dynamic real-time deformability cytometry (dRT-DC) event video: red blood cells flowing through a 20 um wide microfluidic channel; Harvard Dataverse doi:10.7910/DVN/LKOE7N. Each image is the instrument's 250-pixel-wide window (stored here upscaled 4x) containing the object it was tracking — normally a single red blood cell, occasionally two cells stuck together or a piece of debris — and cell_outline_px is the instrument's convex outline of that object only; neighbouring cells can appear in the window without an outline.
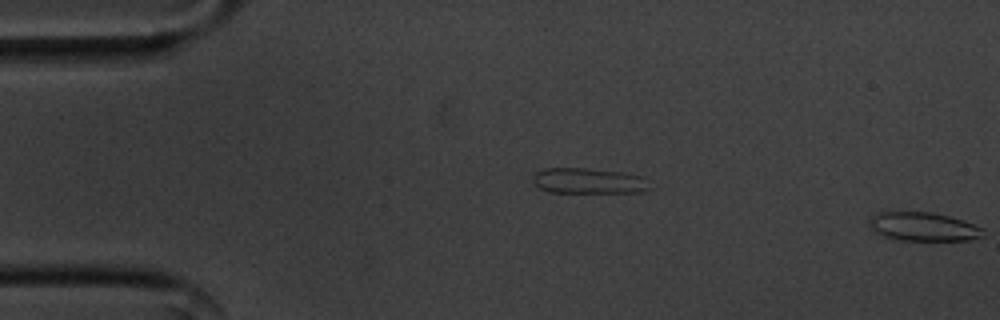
{"species": "common noctule bat (a hibernating species)", "species_latin": "Nyctalus noctula", "temperature_condition": "cold", "stored_images_in_passage": 11, "segment_of_instrument_passage": [2, 2], "camera_frame_rate_fps": 3000, "um_per_image_px": 0.085, "animal": {"sex": "male", "body_mass_g": 20.1, "forearm_length_mm": 53.5}, "frame": {"image": 1, "passage_image": 11, "time_ms": 3.333, "image_size_px": [1000, 320], "cell_outline_px": [[984, 236], [968, 240], [900, 240], [880, 236], [868, 224], [872, 216], [880, 212], [932, 212], [964, 220], [984, 228]], "centroid_in_image_um": [78.5, 19.27], "position_along_channel_um": 6.5, "area_um2": 19.07}}